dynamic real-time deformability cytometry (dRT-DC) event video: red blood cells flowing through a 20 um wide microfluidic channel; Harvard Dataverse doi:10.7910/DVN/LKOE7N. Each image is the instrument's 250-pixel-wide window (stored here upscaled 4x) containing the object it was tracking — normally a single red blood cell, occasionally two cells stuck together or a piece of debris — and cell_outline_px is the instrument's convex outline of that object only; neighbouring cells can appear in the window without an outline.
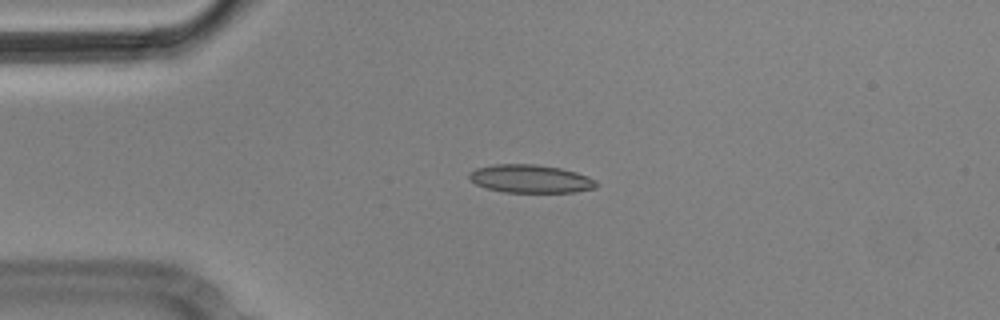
{"species": "Egyptian fruit bat (a non-hibernating species)", "species_latin": "Rousettus aegyptiacus", "temperature_condition": "cold", "stored_images_in_passage": 5, "camera_frame_rate_fps": 3000, "um_per_image_px": 0.085, "animal": {"sex": "male"}, "frame": {"image": 1, "passage_image": 3, "time_ms": 0.667, "image_size_px": [1000, 320], "cell_outline_px": [[600, 184], [596, 188], [576, 192], [504, 192], [488, 188], [476, 184], [468, 176], [468, 172], [476, 168], [492, 164], [536, 164], [560, 168], [576, 172], [588, 176], [596, 180]], "centroid_in_image_um": [45.12, 15.19], "position_along_channel_um": 39.9, "area_um2": 20.98}}